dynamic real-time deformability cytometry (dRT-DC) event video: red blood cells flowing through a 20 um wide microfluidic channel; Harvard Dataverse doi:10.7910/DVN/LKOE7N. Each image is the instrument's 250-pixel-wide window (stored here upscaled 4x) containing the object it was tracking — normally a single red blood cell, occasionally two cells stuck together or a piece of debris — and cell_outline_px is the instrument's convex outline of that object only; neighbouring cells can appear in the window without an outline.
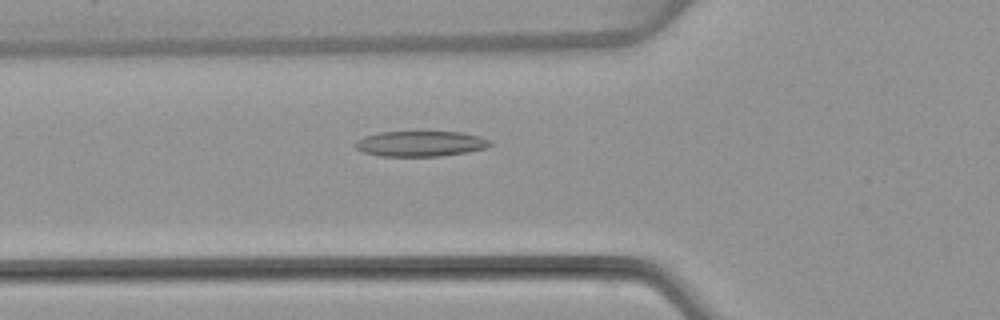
{"species": "common noctule bat (a hibernating species)", "species_latin": "Nyctalus noctula", "temperature_condition": "warm", "stored_images_in_passage": 53, "camera_frame_rate_fps": 3000, "um_per_image_px": 0.085, "animal": {"sex": "female", "body_mass_g": 22.7, "forearm_length_mm": 54.2}, "frame": {"image": 1, "passage_image": 19, "time_ms": 6.0, "image_size_px": [1000, 320], "cell_outline_px": [[492, 144], [484, 148], [468, 152], [440, 156], [380, 156], [364, 152], [356, 148], [352, 144], [356, 140], [364, 136], [380, 132], [464, 132], [480, 136], [492, 140]], "centroid_in_image_um": [35.74, 12.21], "position_along_channel_um": 90.1, "area_um2": 20.11}}
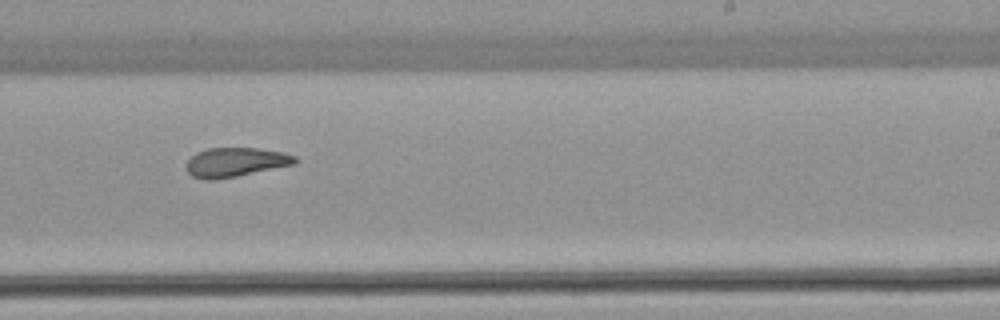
{"frame": {"image": 2, "passage_image": 33, "time_ms": 10.667, "image_size_px": [1000, 320], "cell_outline_px": [[300, 160], [296, 164], [236, 176], [212, 180], [204, 180], [192, 176], [184, 168], [188, 160], [196, 152], [208, 148], [256, 148], [284, 152], [296, 156]], "centroid_in_image_um": [20.03, 13.78], "position_along_channel_um": 269.0, "area_um2": 18.67}}
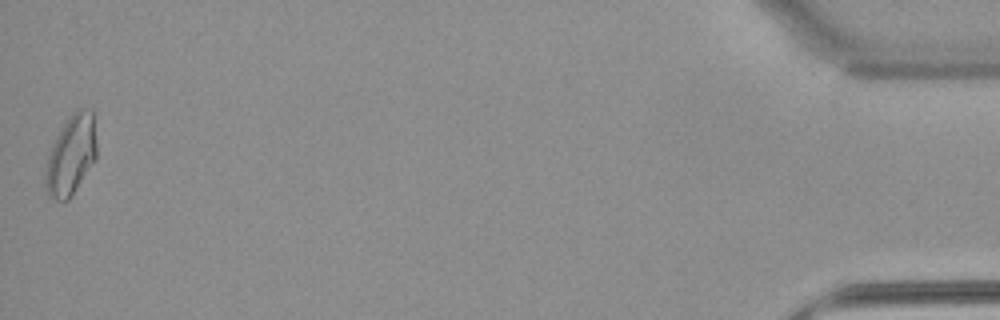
{"frame": {"image": 3, "passage_image": 53, "time_ms": 17.333, "image_size_px": [1000, 320], "cell_outline_px": [[96, 156], [68, 200], [56, 200], [48, 196], [44, 184], [44, 172], [48, 156], [52, 144], [60, 128], [72, 112], [76, 108], [92, 108], [96, 144]], "centroid_in_image_um": [6.0, 13.14], "position_along_channel_um": 429.2, "area_um2": 23.64}, "authors_computed_cell_mechanics": {"area_um2": 20.0566, "velocity_mm_per_s": 3.8297, "shape_relaxation_time_tau1_ms": null, "shape_relaxation_time_tau2_ms": 3.6329, "deformation_change_tau1": null, "deformation_change_tau2": 0.112}}